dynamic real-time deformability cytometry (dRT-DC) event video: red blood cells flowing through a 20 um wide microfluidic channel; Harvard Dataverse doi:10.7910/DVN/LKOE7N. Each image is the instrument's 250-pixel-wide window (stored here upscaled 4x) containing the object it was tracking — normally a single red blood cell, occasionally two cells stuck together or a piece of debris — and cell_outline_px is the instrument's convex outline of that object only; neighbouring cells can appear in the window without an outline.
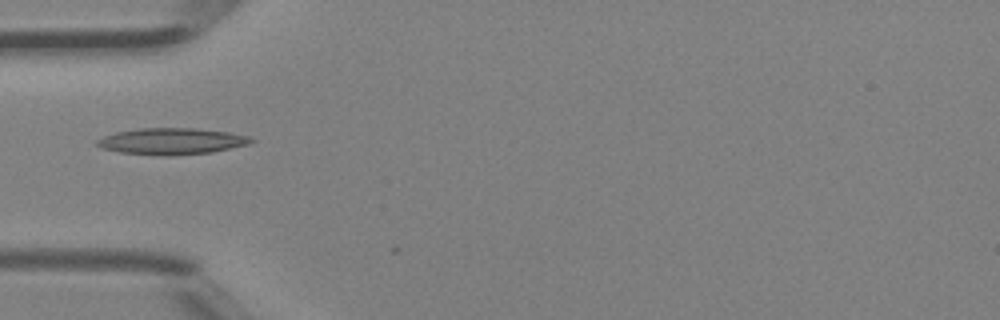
{"species": "Egyptian fruit bat (a non-hibernating species)", "species_latin": "Rousettus aegyptiacus", "temperature_condition": "room temperature", "stored_images_in_passage": 5, "camera_frame_rate_fps": 3000, "um_per_image_px": 0.085, "animal": {"sex": "female"}, "frame": {"image": 1, "passage_image": 4, "time_ms": 1.0, "image_size_px": [1000, 320], "cell_outline_px": [[256, 140], [248, 144], [212, 152], [168, 156], [164, 156], [120, 152], [100, 148], [96, 144], [96, 140], [104, 136], [116, 132], [140, 128], [192, 128], [228, 132], [252, 136]], "centroid_in_image_um": [14.6, 12.01], "position_along_channel_um": 70.4, "area_um2": 23.76}}